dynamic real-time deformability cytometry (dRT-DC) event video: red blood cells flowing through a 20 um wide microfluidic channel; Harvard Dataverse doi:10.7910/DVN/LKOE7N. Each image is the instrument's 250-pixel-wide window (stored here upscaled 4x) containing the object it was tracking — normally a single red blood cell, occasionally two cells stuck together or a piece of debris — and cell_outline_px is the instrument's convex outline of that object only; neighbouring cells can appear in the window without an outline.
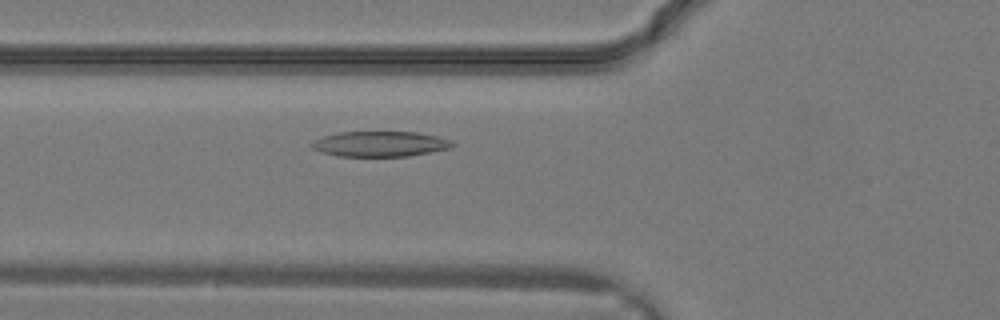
{"species": "common noctule bat (a hibernating species)", "species_latin": "Nyctalus noctula", "temperature_condition": "warm", "stored_images_in_passage": 10, "camera_frame_rate_fps": 3000, "um_per_image_px": 0.085, "animal": {"sex": "male", "body_mass_g": 19.2, "forearm_length_mm": 51.8}, "frame": {"image": 1, "passage_image": 4, "time_ms": 1.0, "image_size_px": [1000, 320], "cell_outline_px": [[456, 144], [452, 148], [408, 156], [336, 156], [312, 148], [308, 144], [312, 140], [324, 136], [340, 132], [416, 132], [436, 136], [448, 140]], "centroid_in_image_um": [32.28, 12.23], "position_along_channel_um": 93.5, "area_um2": 20.69}}
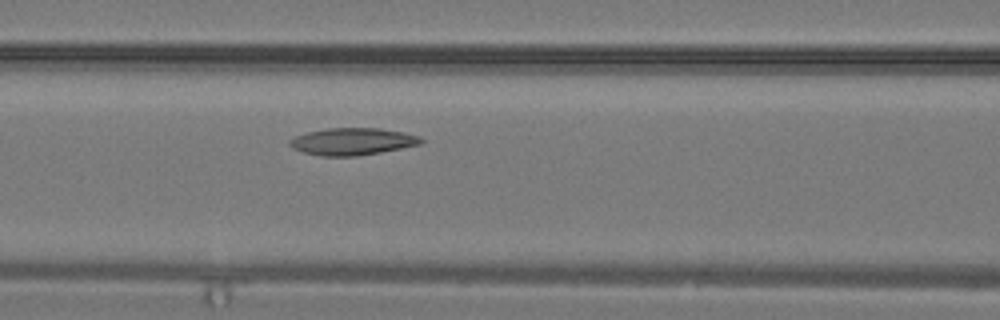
{"frame": {"image": 2, "passage_image": 6, "time_ms": 1.667, "image_size_px": [1000, 320], "cell_outline_px": [[424, 140], [420, 144], [380, 152], [356, 156], [320, 156], [304, 152], [292, 148], [288, 144], [288, 140], [292, 136], [308, 132], [328, 128], [380, 128], [404, 132], [420, 136]], "centroid_in_image_um": [29.92, 12.02], "position_along_channel_um": 136.7, "area_um2": 20.81}}
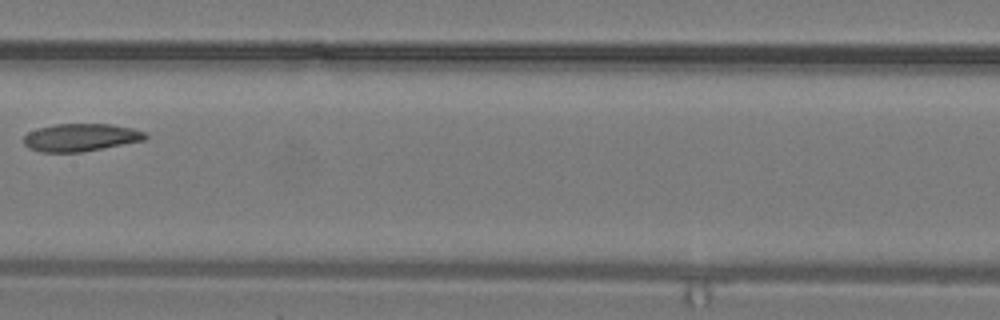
{"frame": {"image": 3, "passage_image": 9, "time_ms": 2.667, "image_size_px": [1000, 320], "cell_outline_px": [[148, 136], [144, 140], [80, 152], [40, 152], [28, 148], [24, 144], [24, 136], [28, 132], [36, 128], [56, 124], [112, 124], [132, 128], [148, 132]], "centroid_in_image_um": [6.85, 11.67], "position_along_channel_um": 200.6, "area_um2": 19.65}}